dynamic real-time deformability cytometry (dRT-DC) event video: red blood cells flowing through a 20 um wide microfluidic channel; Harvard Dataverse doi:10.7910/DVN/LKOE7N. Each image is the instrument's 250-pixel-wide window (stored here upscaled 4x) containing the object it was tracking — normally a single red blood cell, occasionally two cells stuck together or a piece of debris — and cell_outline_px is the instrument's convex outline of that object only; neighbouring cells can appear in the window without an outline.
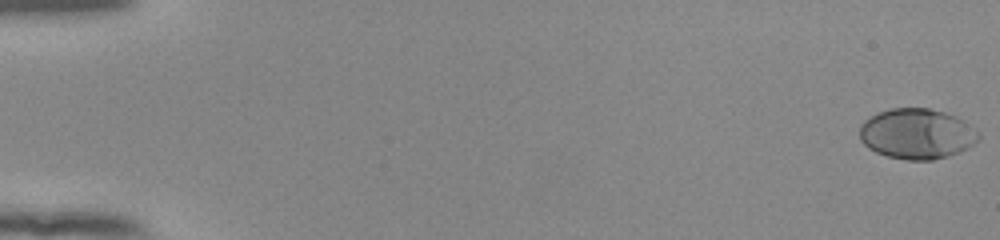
{"species": "human", "species_latin": "Homo sapiens", "temperature_condition": "room temperature", "stored_images_in_passage": 16, "camera_frame_rate_fps": 3000, "um_per_image_px": 0.085, "donor": {"sex": "female"}, "frame": {"image": 1, "passage_image": 1, "time_ms": 0.0, "image_size_px": [1000, 240], "cell_outline_px": [[980, 140], [968, 148], [948, 156], [932, 160], [908, 160], [888, 156], [876, 152], [868, 148], [860, 140], [860, 124], [864, 120], [880, 112], [892, 108], [928, 108], [944, 112], [956, 116], [964, 120], [976, 128], [980, 132]], "centroid_in_image_um": [77.97, 11.37], "position_along_channel_um": 7.0, "area_um2": 35.14}}
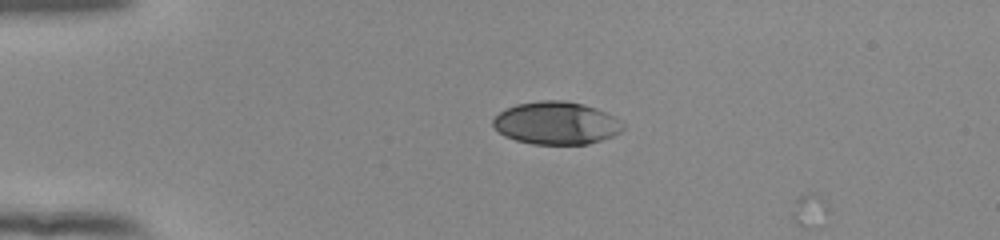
{"frame": {"image": 2, "passage_image": 14, "time_ms": 4.333, "image_size_px": [1000, 240], "cell_outline_px": [[624, 128], [620, 132], [612, 136], [588, 144], [532, 144], [516, 140], [504, 136], [492, 124], [492, 120], [504, 108], [516, 104], [540, 100], [564, 100], [584, 104], [596, 108], [620, 120], [624, 124]], "centroid_in_image_um": [47.27, 10.45], "position_along_channel_um": 37.7, "area_um2": 32.37}}